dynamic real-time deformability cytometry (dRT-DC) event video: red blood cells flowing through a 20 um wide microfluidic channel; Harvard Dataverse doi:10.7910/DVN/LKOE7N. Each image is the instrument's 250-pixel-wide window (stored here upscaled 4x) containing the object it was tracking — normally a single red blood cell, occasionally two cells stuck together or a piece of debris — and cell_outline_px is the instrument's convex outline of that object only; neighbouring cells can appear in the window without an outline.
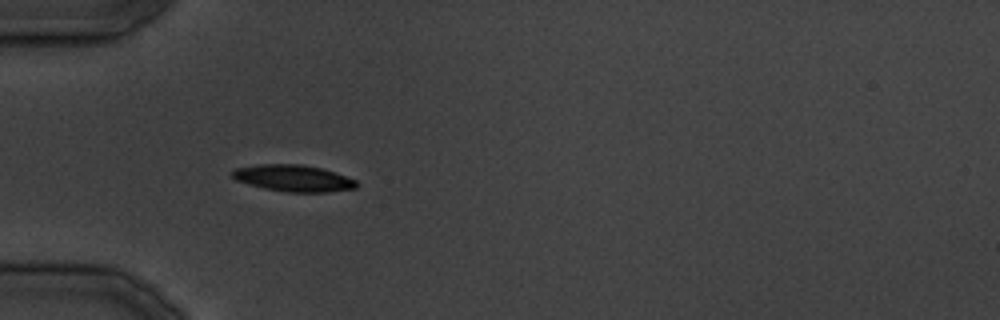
{"species": "common noctule bat (a hibernating species)", "species_latin": "Nyctalus noctula", "temperature_condition": "cold", "stored_images_in_passage": 24, "camera_frame_rate_fps": 3000, "um_per_image_px": 0.085, "animal": {"sex": "male", "body_mass_g": 19.5, "forearm_length_mm": 54.6}, "frame": {"image": 1, "passage_image": 11, "time_ms": 12.667, "image_size_px": [1000, 320], "cell_outline_px": [[360, 184], [356, 188], [328, 192], [288, 192], [264, 188], [248, 184], [236, 180], [232, 176], [232, 168], [260, 164], [300, 164], [320, 168], [336, 172], [356, 180]], "centroid_in_image_um": [24.95, 15.14], "position_along_channel_um": 60.1, "area_um2": 19.36}}
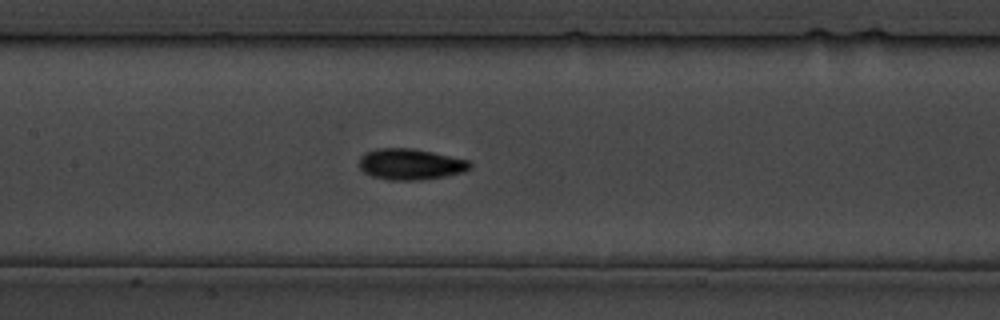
{"frame": {"image": 2, "passage_image": 17, "time_ms": 20.333, "image_size_px": [1000, 320], "cell_outline_px": [[472, 168], [464, 172], [444, 176], [420, 180], [388, 180], [372, 176], [364, 172], [360, 168], [360, 156], [364, 152], [376, 148], [412, 148], [432, 152], [468, 160], [472, 164]], "centroid_in_image_um": [34.88, 13.95], "position_along_channel_um": 172.5, "area_um2": 20.11}}